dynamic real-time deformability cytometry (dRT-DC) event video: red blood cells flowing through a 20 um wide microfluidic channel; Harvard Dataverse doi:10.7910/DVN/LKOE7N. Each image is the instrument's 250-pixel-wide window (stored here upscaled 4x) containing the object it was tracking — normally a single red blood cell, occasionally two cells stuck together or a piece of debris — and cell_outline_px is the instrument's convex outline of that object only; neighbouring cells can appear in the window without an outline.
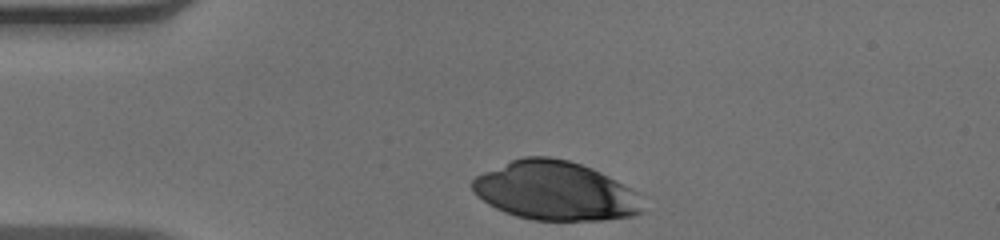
{"species": "human", "species_latin": "Homo sapiens", "temperature_condition": "warm", "stored_images_in_passage": 31, "camera_frame_rate_fps": 3000, "um_per_image_px": 0.085, "donor": {"sex": "male"}, "frame": {"image": 1, "passage_image": 1, "time_ms": 0.0, "image_size_px": [1000, 240], "cell_outline_px": [[644, 212], [632, 216], [604, 220], [532, 220], [516, 216], [504, 212], [488, 204], [476, 196], [472, 192], [472, 180], [476, 176], [484, 172], [512, 160], [524, 156], [548, 156], [568, 160], [592, 168], [608, 176], [636, 192]], "centroid_in_image_um": [47.16, 16.23], "position_along_channel_um": 37.8, "area_um2": 58.26}}